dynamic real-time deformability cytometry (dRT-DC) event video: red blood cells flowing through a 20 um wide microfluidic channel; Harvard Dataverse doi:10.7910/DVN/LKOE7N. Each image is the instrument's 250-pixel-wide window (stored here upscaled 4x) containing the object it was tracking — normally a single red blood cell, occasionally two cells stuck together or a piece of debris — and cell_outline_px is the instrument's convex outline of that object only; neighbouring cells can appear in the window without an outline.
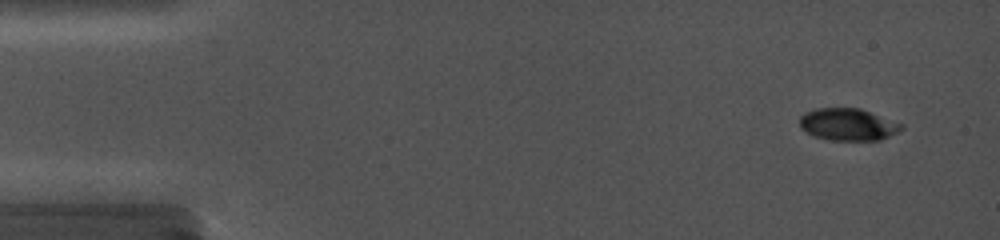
{"species": "common noctule bat (a hibernating species)", "species_latin": "Nyctalus noctula", "temperature_condition": "cold", "stored_images_in_passage": 48, "camera_frame_rate_fps": 5000, "um_per_image_px": 0.085, "animal": {"sex": "female", "body_mass_g": 19.0, "forearm_length_mm": 56.7}, "frame": {"image": 1, "passage_image": 4, "time_ms": 0.8, "image_size_px": [1000, 240], "cell_outline_px": [[904, 128], [880, 140], [828, 140], [816, 136], [800, 128], [800, 116], [804, 112], [816, 108], [860, 108], [904, 124]], "centroid_in_image_um": [72.08, 10.57], "position_along_channel_um": 12.9, "area_um2": 19.02}}
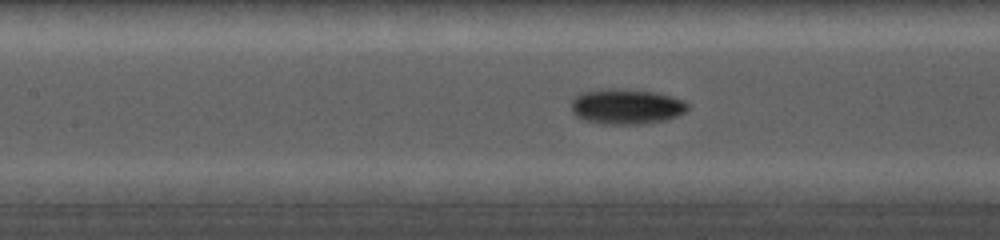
{"frame": {"image": 2, "passage_image": 29, "time_ms": 7.6, "image_size_px": [1000, 240], "cell_outline_px": [[688, 108], [684, 112], [676, 116], [664, 120], [640, 124], [604, 124], [584, 120], [576, 116], [572, 112], [572, 100], [580, 92], [600, 88], [616, 88], [656, 92], [672, 96], [684, 100], [688, 104]], "centroid_in_image_um": [53.21, 9.04], "position_along_channel_um": 154.2, "area_um2": 24.1}}
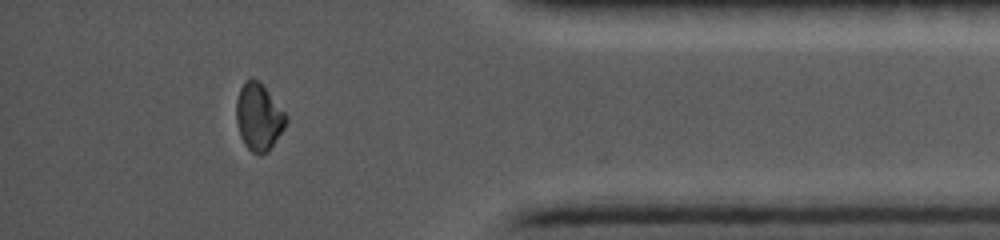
{"frame": {"image": 3, "passage_image": 45, "time_ms": 14.8, "image_size_px": [1000, 240], "cell_outline_px": [[288, 120], [284, 128], [268, 152], [260, 156], [252, 152], [244, 144], [240, 136], [236, 120], [236, 100], [240, 88], [244, 80], [252, 76], [264, 88], [288, 116]], "centroid_in_image_um": [21.97, 9.97], "position_along_channel_um": 413.2, "area_um2": 19.42}}